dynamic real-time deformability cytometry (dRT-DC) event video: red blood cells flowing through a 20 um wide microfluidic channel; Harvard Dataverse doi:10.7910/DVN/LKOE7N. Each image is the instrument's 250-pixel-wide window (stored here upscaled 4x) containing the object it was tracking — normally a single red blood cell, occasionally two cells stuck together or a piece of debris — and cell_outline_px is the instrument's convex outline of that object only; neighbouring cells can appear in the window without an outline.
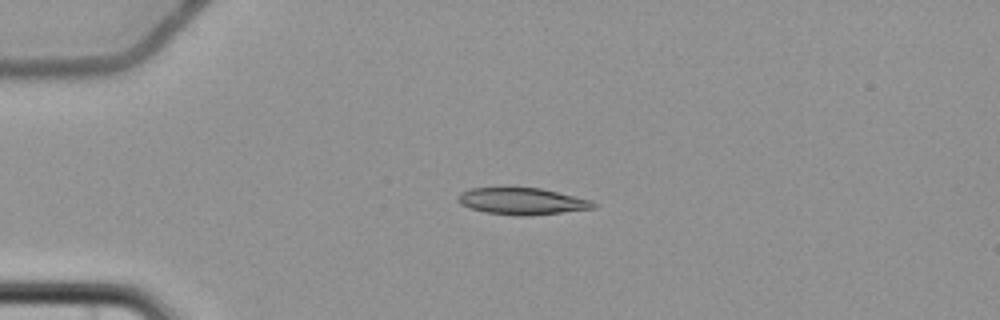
{"species": "common noctule bat (a hibernating species)", "species_latin": "Nyctalus noctula", "temperature_condition": "cold", "stored_images_in_passage": 2, "camera_frame_rate_fps": 3000, "um_per_image_px": 0.085, "animal": {"sex": "female", "body_mass_g": 22.7, "forearm_length_mm": 54.2}, "frame": {"image": 1, "passage_image": 1, "time_ms": 0.0, "image_size_px": [1000, 320], "cell_outline_px": [[596, 208], [528, 216], [520, 216], [484, 212], [468, 208], [460, 204], [456, 200], [460, 192], [472, 188], [540, 188], [592, 200], [596, 204]], "centroid_in_image_um": [44.35, 17.11], "position_along_channel_um": 40.6, "area_um2": 21.1}}